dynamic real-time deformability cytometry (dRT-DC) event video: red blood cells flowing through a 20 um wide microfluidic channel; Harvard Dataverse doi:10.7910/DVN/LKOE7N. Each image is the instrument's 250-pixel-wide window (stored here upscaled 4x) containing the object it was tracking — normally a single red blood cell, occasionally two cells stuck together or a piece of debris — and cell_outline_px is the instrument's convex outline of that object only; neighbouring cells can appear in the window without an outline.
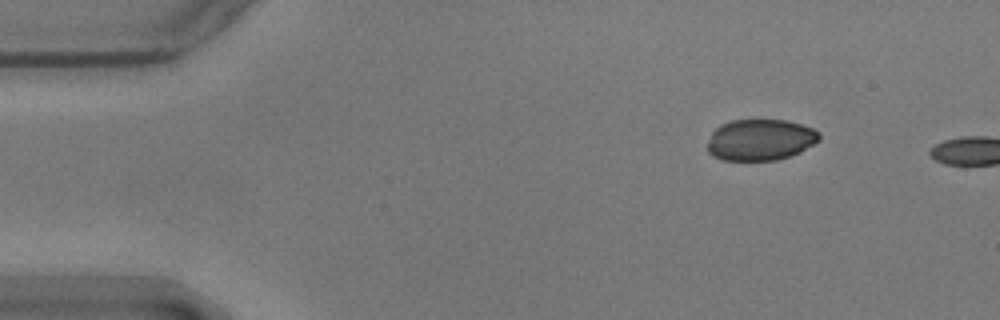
{"species": "common noctule bat (a hibernating species)", "species_latin": "Nyctalus noctula", "temperature_condition": "warm", "stored_images_in_passage": 4, "camera_frame_rate_fps": 3000, "um_per_image_px": 0.085, "animal": {"sex": "male", "body_mass_g": 17.9}, "frame": {"image": 1, "passage_image": 1, "time_ms": 0.0, "image_size_px": [1000, 320], "cell_outline_px": [[820, 140], [800, 152], [776, 160], [724, 160], [712, 156], [708, 152], [708, 140], [712, 132], [720, 124], [732, 120], [788, 120], [812, 128], [820, 132]], "centroid_in_image_um": [64.62, 11.88], "position_along_channel_um": 20.4, "area_um2": 26.93}}